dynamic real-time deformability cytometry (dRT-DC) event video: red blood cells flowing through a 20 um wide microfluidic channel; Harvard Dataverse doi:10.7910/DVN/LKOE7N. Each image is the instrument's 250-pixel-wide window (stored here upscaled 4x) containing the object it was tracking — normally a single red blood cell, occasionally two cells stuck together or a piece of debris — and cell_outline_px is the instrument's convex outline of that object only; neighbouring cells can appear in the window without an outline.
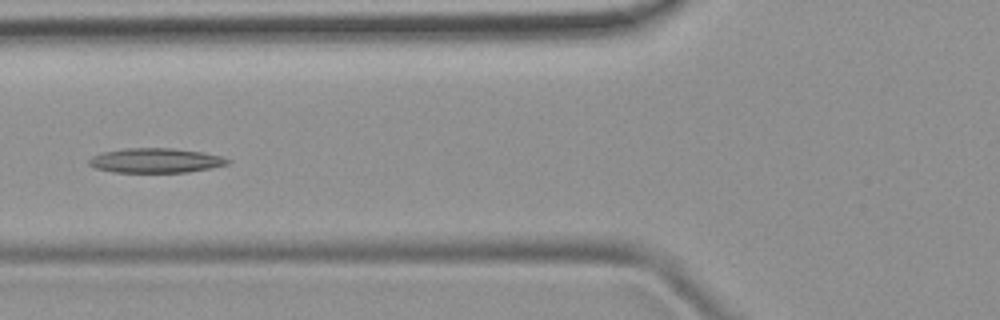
{"species": "common noctule bat (a hibernating species)", "species_latin": "Nyctalus noctula", "temperature_condition": "room temperature", "stored_images_in_passage": 6, "camera_frame_rate_fps": 3000, "um_per_image_px": 0.085, "animal": {"sex": "female", "body_mass_g": 19.9}, "frame": {"image": 1, "passage_image": 6, "time_ms": 5.667, "image_size_px": [1000, 320], "cell_outline_px": [[232, 160], [228, 164], [212, 168], [188, 172], [112, 172], [96, 168], [88, 164], [88, 160], [92, 156], [100, 152], [124, 148], [172, 148], [200, 152], [220, 156]], "centroid_in_image_um": [13.2, 13.64], "position_along_channel_um": 112.6, "area_um2": 19.94}}